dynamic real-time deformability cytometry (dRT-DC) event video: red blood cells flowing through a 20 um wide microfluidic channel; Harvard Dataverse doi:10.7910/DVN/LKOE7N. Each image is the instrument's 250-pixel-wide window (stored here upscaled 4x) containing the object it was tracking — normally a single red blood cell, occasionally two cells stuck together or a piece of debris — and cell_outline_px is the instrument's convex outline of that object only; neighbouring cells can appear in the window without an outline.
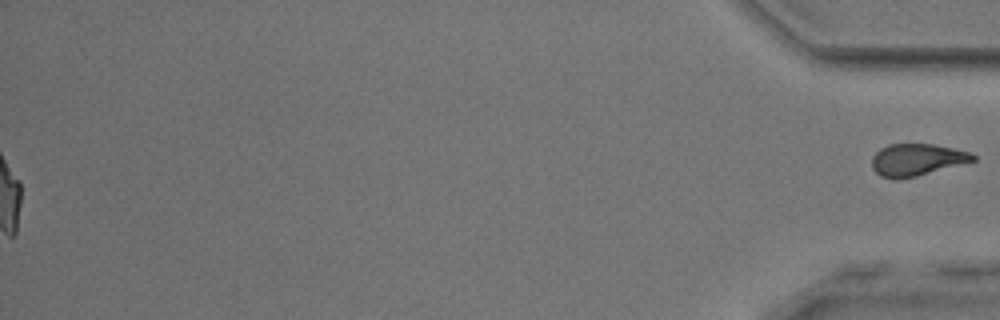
{"species": "common noctule bat (a hibernating species)", "species_latin": "Nyctalus noctula", "temperature_condition": "room temperature", "stored_images_in_passage": 37, "segment_of_instrument_passage": [2, 2], "camera_frame_rate_fps": 3000, "um_per_image_px": 0.085, "animal": {"sex": "male", "body_mass_g": 17.9, "forearm_length_mm": 54.2}, "frame": {"image": 1, "passage_image": 37, "time_ms": 12.0, "image_size_px": [1000, 320], "cell_outline_px": [[976, 160], [916, 176], [896, 180], [880, 176], [872, 168], [872, 156], [880, 148], [888, 144], [936, 144], [968, 152], [976, 156]], "centroid_in_image_um": [77.88, 13.58], "position_along_channel_um": 357.3, "area_um2": 18.79}}